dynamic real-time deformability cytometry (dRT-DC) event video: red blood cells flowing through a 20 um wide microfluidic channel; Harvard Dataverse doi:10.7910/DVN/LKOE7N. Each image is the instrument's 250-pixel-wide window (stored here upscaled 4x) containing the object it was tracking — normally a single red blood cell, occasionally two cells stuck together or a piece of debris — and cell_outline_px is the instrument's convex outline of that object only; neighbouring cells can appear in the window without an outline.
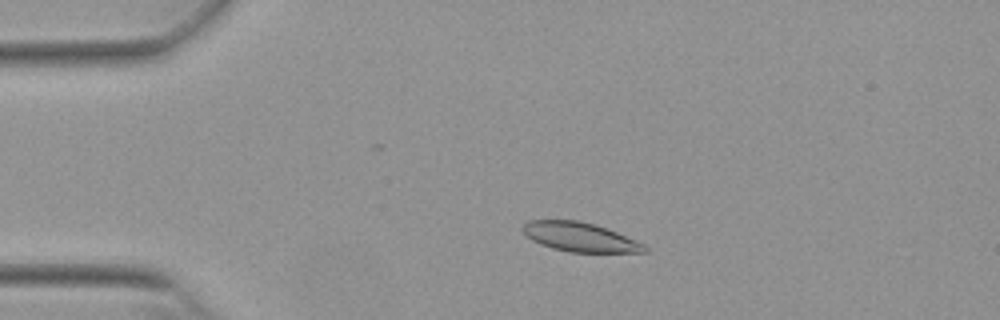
{"species": "Egyptian fruit bat (a non-hibernating species)", "species_latin": "Rousettus aegyptiacus", "temperature_condition": "warm", "stored_images_in_passage": 51, "camera_frame_rate_fps": 3000, "um_per_image_px": 0.085, "animal": {"sex": "female"}, "frame": {"image": 1, "passage_image": 10, "time_ms": 3.0, "image_size_px": [1000, 320], "cell_outline_px": [[648, 252], [568, 252], [552, 248], [540, 244], [532, 240], [520, 228], [528, 220], [576, 220], [596, 224], [616, 232], [644, 244], [648, 248]], "centroid_in_image_um": [49.27, 20.14], "position_along_channel_um": 35.7, "area_um2": 20.63}}
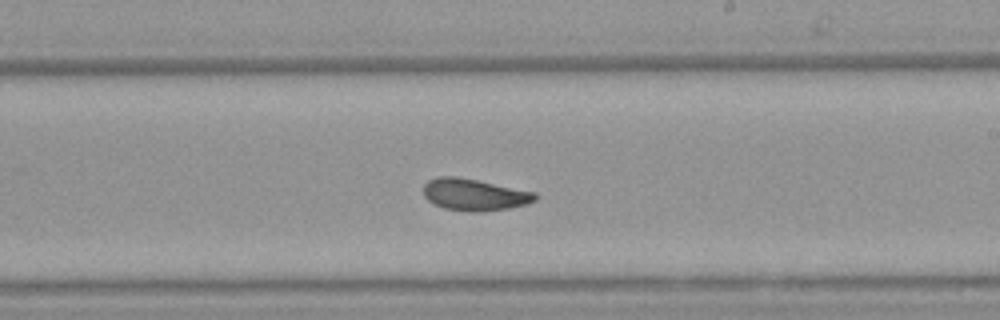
{"frame": {"image": 2, "passage_image": 30, "time_ms": 9.667, "image_size_px": [1000, 320], "cell_outline_px": [[540, 196], [536, 200], [528, 204], [508, 208], [480, 212], [468, 212], [444, 208], [428, 200], [424, 196], [424, 184], [428, 180], [436, 176], [456, 176], [536, 192]], "centroid_in_image_um": [40.34, 16.54], "position_along_channel_um": 248.7, "area_um2": 20.81}}
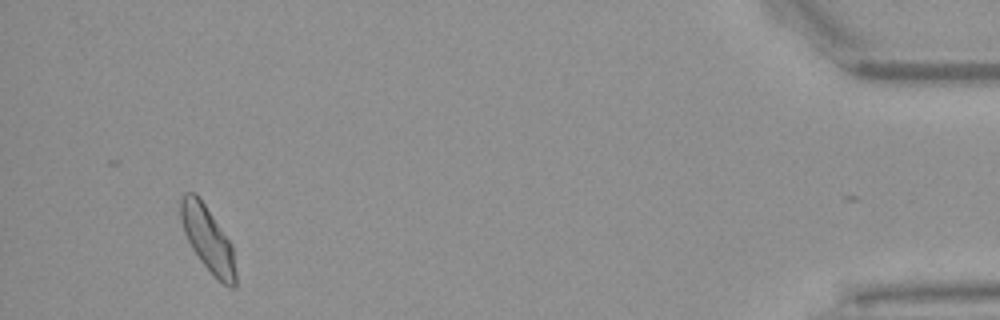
{"frame": {"image": 3, "passage_image": 49, "time_ms": 16.0, "image_size_px": [1000, 320], "cell_outline_px": [[236, 284], [232, 288], [224, 284], [200, 260], [192, 248], [184, 232], [180, 220], [180, 200], [184, 192], [196, 192], [232, 244], [236, 272]], "centroid_in_image_um": [17.65, 20.27], "position_along_channel_um": 417.6, "area_um2": 20.58}, "authors_computed_cell_mechanics": {"area_um2": 20.5768, "velocity_mm_per_s": 3.8141, "shape_relaxation_time_tau1_ms": 4.0641, "shape_relaxation_time_tau2_ms": 2.2571, "deformation_change_tau1": 0.1235, "deformation_change_tau2": 0.0633}}